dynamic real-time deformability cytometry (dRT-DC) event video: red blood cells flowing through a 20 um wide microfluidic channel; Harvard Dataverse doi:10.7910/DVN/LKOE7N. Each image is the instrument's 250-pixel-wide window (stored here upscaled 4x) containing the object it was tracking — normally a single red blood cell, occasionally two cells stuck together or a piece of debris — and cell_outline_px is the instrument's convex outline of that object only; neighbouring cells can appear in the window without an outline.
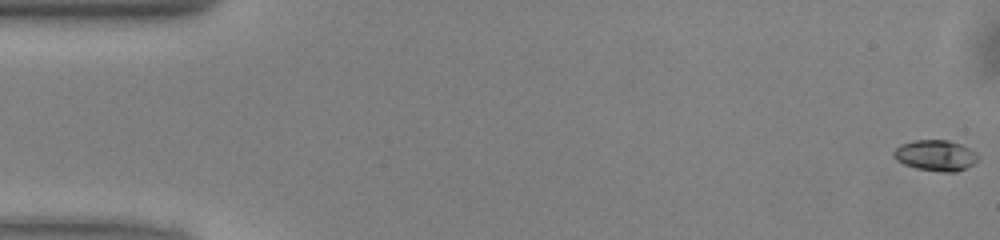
{"species": "common noctule bat (a hibernating species)", "species_latin": "Nyctalus noctula", "temperature_condition": "warm", "stored_images_in_passage": 51, "camera_frame_rate_fps": 3000, "um_per_image_px": 0.085, "animal": {"sex": "male", "body_mass_g": 13.0, "forearm_length_mm": 53.1}, "frame": {"image": 1, "passage_image": 1, "time_ms": 0.0, "image_size_px": [1000, 240], "cell_outline_px": [[980, 156], [972, 164], [956, 172], [944, 172], [916, 168], [904, 164], [896, 160], [892, 156], [892, 152], [900, 144], [916, 140], [948, 140], [960, 144], [976, 152]], "centroid_in_image_um": [79.5, 13.2], "position_along_channel_um": 5.5, "area_um2": 15.09}}
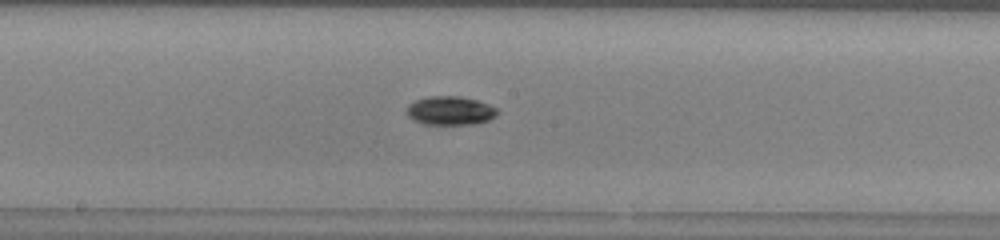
{"frame": {"image": 2, "passage_image": 27, "time_ms": 8.667, "image_size_px": [1000, 240], "cell_outline_px": [[500, 112], [496, 116], [488, 120], [476, 124], [420, 124], [412, 120], [404, 112], [408, 104], [416, 100], [428, 96], [460, 96], [476, 100], [488, 104], [496, 108]], "centroid_in_image_um": [38.23, 9.41], "position_along_channel_um": 210.0, "area_um2": 15.43}}
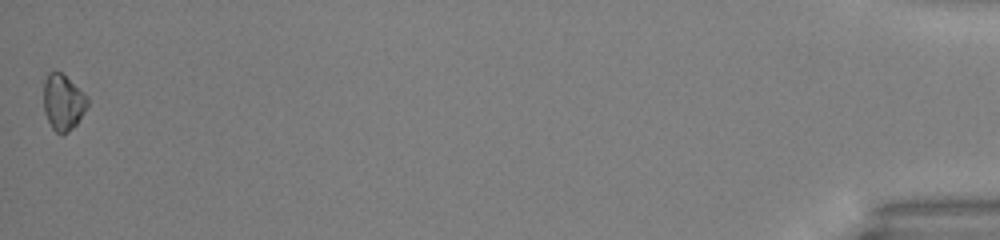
{"frame": {"image": 3, "passage_image": 51, "time_ms": 16.667, "image_size_px": [1000, 240], "cell_outline_px": [[88, 104], [76, 124], [64, 136], [60, 136], [52, 128], [44, 112], [44, 80], [48, 72], [60, 72], [88, 96]], "centroid_in_image_um": [5.35, 8.72], "position_along_channel_um": 429.9, "area_um2": 14.22}, "authors_computed_cell_mechanics": {"area_um2": 14.3344, "velocity_mm_per_s": 4.0622, "shape_relaxation_time_tau1_ms": 2.4937, "shape_relaxation_time_tau2_ms": null, "deformation_change_tau1": 0.0842, "deformation_change_tau2": null}}